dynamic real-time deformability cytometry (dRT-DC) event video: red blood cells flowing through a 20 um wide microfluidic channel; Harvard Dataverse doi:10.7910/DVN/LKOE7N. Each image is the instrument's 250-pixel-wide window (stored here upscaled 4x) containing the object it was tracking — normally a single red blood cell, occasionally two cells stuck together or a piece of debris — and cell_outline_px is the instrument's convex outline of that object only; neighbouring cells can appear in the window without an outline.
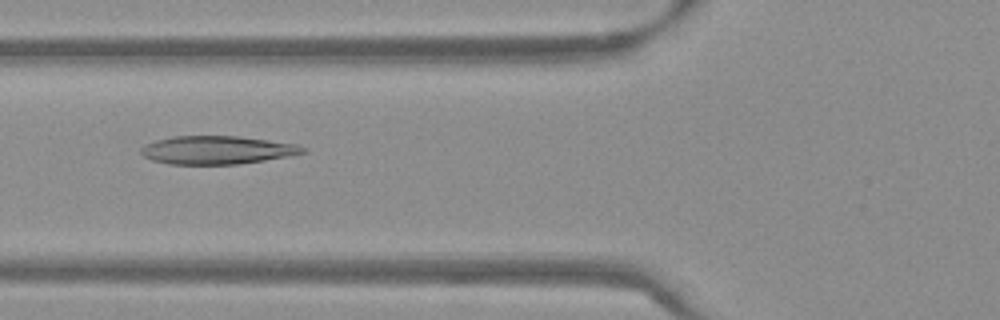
{"species": "Egyptian fruit bat (a non-hibernating species)", "species_latin": "Rousettus aegyptiacus", "temperature_condition": "warm", "stored_images_in_passage": 53, "camera_frame_rate_fps": 3000, "um_per_image_px": 0.085, "frame": {"image": 1, "passage_image": 20, "time_ms": 6.333, "image_size_px": [1000, 320], "cell_outline_px": [[308, 152], [288, 156], [240, 164], [168, 164], [152, 160], [144, 156], [140, 152], [140, 148], [156, 140], [172, 136], [240, 136], [300, 144], [308, 148]], "centroid_in_image_um": [18.51, 12.75], "position_along_channel_um": 107.3, "area_um2": 26.82}}
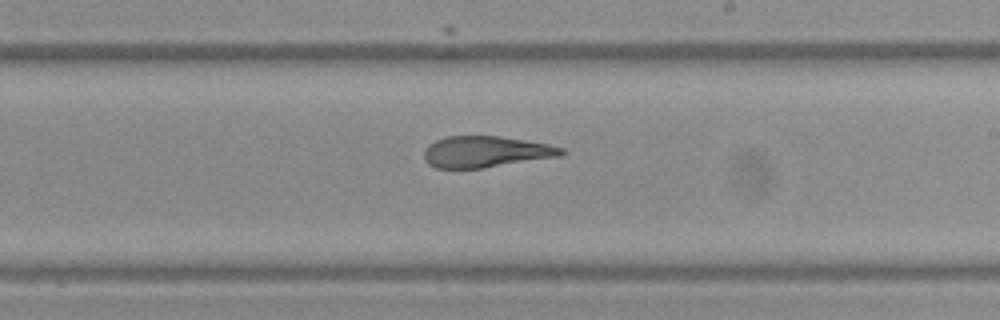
{"frame": {"image": 2, "passage_image": 31, "time_ms": 10.0, "image_size_px": [1000, 320], "cell_outline_px": [[568, 152], [560, 156], [480, 168], [436, 168], [428, 164], [424, 160], [424, 152], [428, 144], [436, 140], [448, 136], [500, 136], [548, 144], [564, 148]], "centroid_in_image_um": [41.28, 12.89], "position_along_channel_um": 247.7, "area_um2": 24.91}}
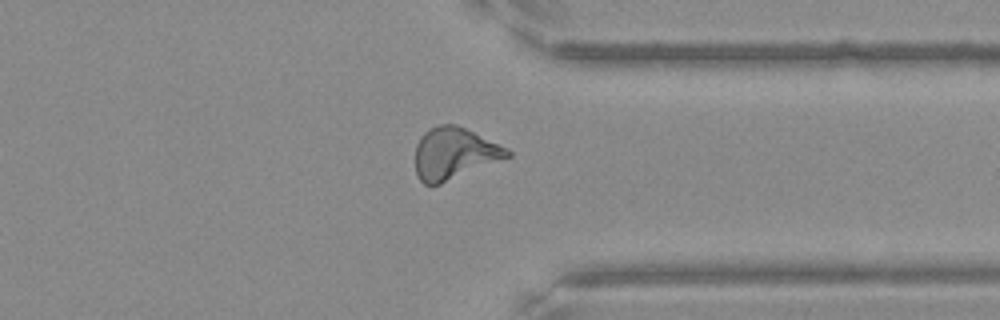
{"frame": {"image": 3, "passage_image": 41, "time_ms": 13.333, "image_size_px": [1000, 320], "cell_outline_px": [[512, 156], [440, 184], [424, 184], [420, 180], [416, 172], [416, 144], [420, 136], [428, 128], [440, 124], [456, 124], [508, 148], [512, 152]], "centroid_in_image_um": [38.61, 13.03], "position_along_channel_um": 372.8, "area_um2": 27.69}, "authors_computed_cell_mechanics": {"area_um2": 26.877, "velocity_mm_per_s": 3.8202, "shape_relaxation_time_tau1_ms": null, "shape_relaxation_time_tau2_ms": 2.6436, "deformation_change_tau1": null, "deformation_change_tau2": 0.116}}